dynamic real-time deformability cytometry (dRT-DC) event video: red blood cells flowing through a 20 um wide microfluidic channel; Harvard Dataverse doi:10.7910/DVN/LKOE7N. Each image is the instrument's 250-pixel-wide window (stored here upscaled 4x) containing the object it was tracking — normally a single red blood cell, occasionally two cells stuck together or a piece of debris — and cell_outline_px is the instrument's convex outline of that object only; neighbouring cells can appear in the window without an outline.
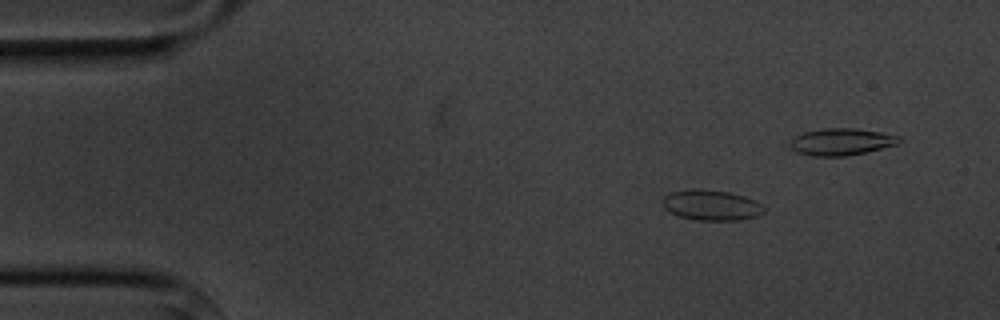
{"species": "common noctule bat (a hibernating species)", "species_latin": "Nyctalus noctula", "temperature_condition": "cold", "stored_images_in_passage": 5, "camera_frame_rate_fps": 3000, "um_per_image_px": 0.085, "animal": {"sex": "male", "body_mass_g": 20.1, "forearm_length_mm": 53.5}, "frame": {"image": 1, "passage_image": 2, "time_ms": 1.333, "image_size_px": [1000, 320], "cell_outline_px": [[764, 212], [756, 216], [740, 220], [696, 220], [680, 216], [664, 208], [660, 200], [664, 196], [672, 192], [688, 188], [700, 188], [728, 192], [744, 196], [760, 204], [764, 208]], "centroid_in_image_um": [60.41, 17.42], "position_along_channel_um": 24.6, "area_um2": 17.98}}